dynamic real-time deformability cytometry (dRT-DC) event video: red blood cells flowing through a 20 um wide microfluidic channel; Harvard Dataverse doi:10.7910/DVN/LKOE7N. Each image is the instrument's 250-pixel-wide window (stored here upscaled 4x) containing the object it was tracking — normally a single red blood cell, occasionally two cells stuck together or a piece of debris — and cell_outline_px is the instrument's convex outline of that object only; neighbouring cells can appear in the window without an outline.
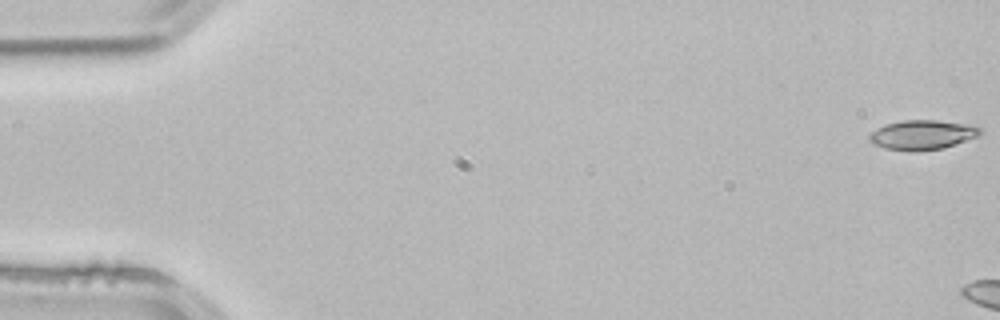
{"species": "common noctule bat (a hibernating species)", "species_latin": "Nyctalus noctula", "temperature_condition": "room temperature", "stored_images_in_passage": 5, "camera_frame_rate_fps": 3000, "um_per_image_px": 0.085, "animal": {"sex": "male", "body_mass_g": 21.5, "forearm_length_mm": 52.0}, "frame": {"image": 1, "passage_image": 1, "time_ms": 0.0, "image_size_px": [1000, 320], "cell_outline_px": [[984, 132], [980, 136], [944, 148], [916, 152], [908, 152], [884, 148], [872, 144], [868, 140], [868, 136], [872, 132], [888, 124], [904, 120], [936, 120], [976, 124]], "centroid_in_image_um": [78.47, 11.47], "position_along_channel_um": 6.5, "area_um2": 19.54}}